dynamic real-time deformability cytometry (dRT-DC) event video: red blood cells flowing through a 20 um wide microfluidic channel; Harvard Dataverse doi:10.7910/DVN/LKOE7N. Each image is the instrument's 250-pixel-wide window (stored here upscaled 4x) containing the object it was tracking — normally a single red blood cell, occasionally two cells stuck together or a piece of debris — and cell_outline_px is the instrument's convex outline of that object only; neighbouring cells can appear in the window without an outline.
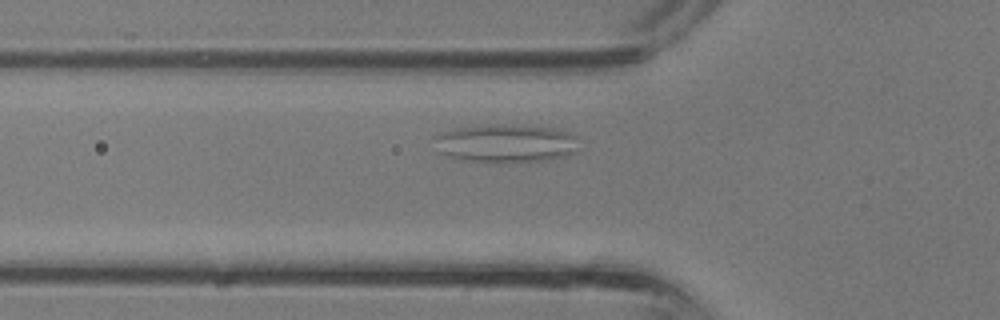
{"species": "common noctule bat (a hibernating species)", "species_latin": "Nyctalus noctula", "temperature_condition": "room temperature", "stored_images_in_passage": 36, "camera_frame_rate_fps": 3000, "um_per_image_px": 0.085, "animal": {"sex": "male", "body_mass_g": 13.3}, "frame": {"image": 1, "passage_image": 11, "time_ms": 3.333, "image_size_px": [1000, 320], "cell_outline_px": [[576, 136], [572, 152], [560, 156], [544, 160], [500, 164], [492, 164], [460, 160], [444, 156], [440, 152], [432, 136], [436, 132], [456, 128], [480, 124], [524, 124], [560, 128]], "centroid_in_image_um": [42.86, 12.17], "position_along_channel_um": 82.9, "area_um2": 33.29}}
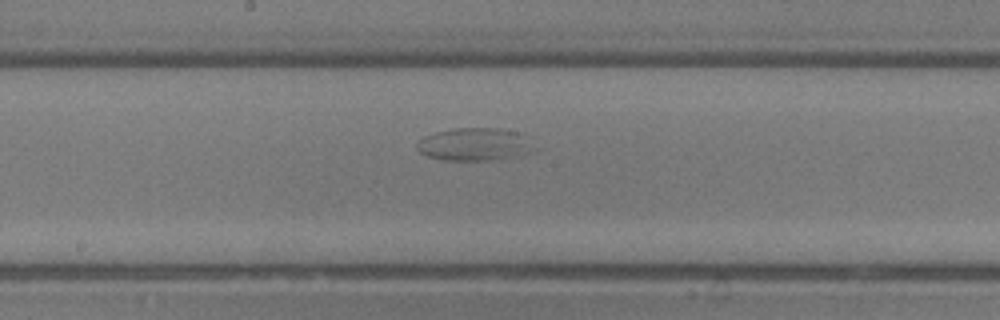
{"frame": {"image": 2, "passage_image": 18, "time_ms": 5.667, "image_size_px": [1000, 320], "cell_outline_px": [[532, 136], [516, 152], [508, 156], [480, 160], [444, 160], [428, 156], [420, 152], [416, 148], [416, 144], [424, 136], [436, 132], [452, 128], [500, 128], [524, 132]], "centroid_in_image_um": [40.13, 12.21], "position_along_channel_um": 208.1, "area_um2": 21.21}}
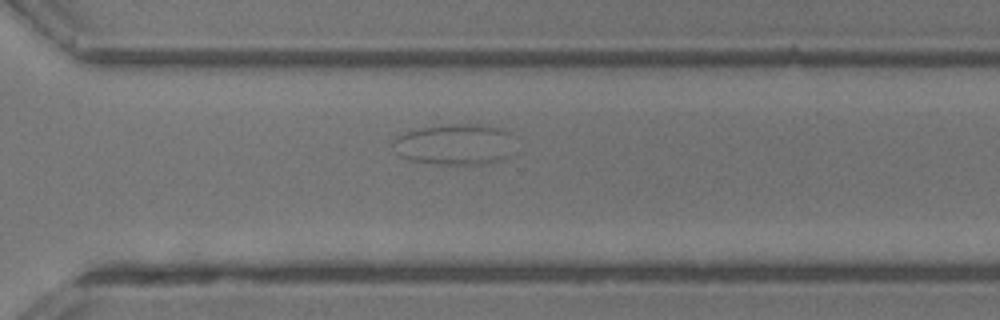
{"frame": {"image": 3, "passage_image": 25, "time_ms": 8.0, "image_size_px": [1000, 320], "cell_outline_px": [[512, 132], [504, 156], [496, 160], [484, 164], [436, 164], [408, 160], [400, 156], [392, 144], [392, 140], [396, 136], [420, 128], [448, 124], [488, 124], [504, 128]], "centroid_in_image_um": [38.58, 12.25], "position_along_channel_um": 332.0, "area_um2": 28.67}}